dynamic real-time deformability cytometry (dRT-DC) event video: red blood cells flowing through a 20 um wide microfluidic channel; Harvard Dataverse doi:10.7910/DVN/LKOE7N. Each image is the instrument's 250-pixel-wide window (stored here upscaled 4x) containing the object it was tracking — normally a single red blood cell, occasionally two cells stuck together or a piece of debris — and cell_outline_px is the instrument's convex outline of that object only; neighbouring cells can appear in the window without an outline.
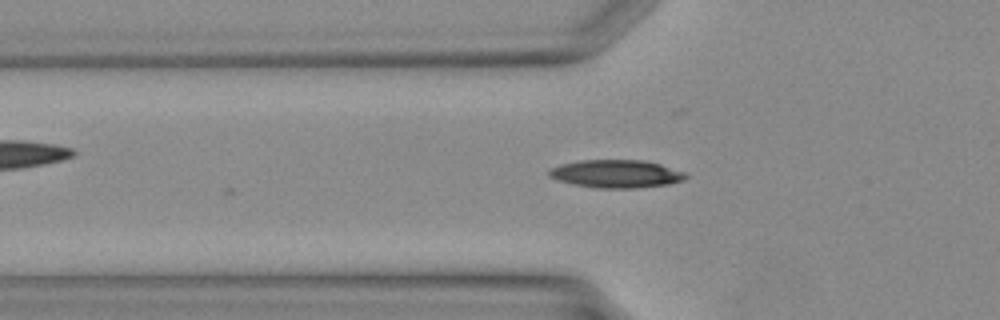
{"species": "Egyptian fruit bat (a non-hibernating species)", "species_latin": "Rousettus aegyptiacus", "temperature_condition": "warm", "stored_images_in_passage": 24, "camera_frame_rate_fps": 3000, "um_per_image_px": 0.085, "animal": {"sex": "female"}, "frame": {"image": 1, "passage_image": 3, "time_ms": 0.667, "image_size_px": [1000, 320], "cell_outline_px": [[688, 176], [684, 180], [668, 184], [636, 188], [596, 188], [572, 184], [548, 176], [548, 168], [560, 164], [580, 160], [644, 160], [660, 164], [684, 172]], "centroid_in_image_um": [52.35, 14.77], "position_along_channel_um": 73.5, "area_um2": 22.31}}
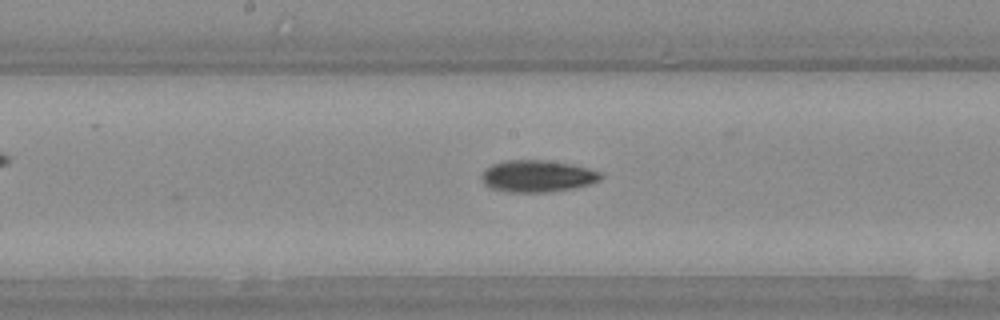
{"frame": {"image": 2, "passage_image": 10, "time_ms": 3.0, "image_size_px": [1000, 320], "cell_outline_px": [[600, 180], [576, 188], [548, 192], [508, 192], [492, 188], [484, 184], [480, 176], [492, 164], [508, 160], [540, 160], [564, 164], [584, 168], [600, 172]], "centroid_in_image_um": [45.62, 14.99], "position_along_channel_um": 202.6, "area_um2": 21.56}}
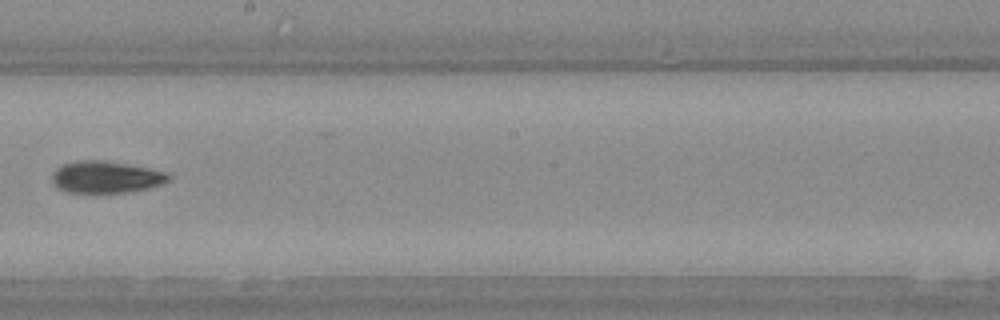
{"frame": {"image": 3, "passage_image": 12, "time_ms": 3.667, "image_size_px": [1000, 320], "cell_outline_px": [[172, 176], [164, 184], [148, 188], [128, 192], [64, 192], [56, 188], [52, 180], [52, 172], [56, 168], [64, 164], [84, 160], [100, 160], [148, 168], [168, 172]], "centroid_in_image_um": [9.0, 15.06], "position_along_channel_um": 239.2, "area_um2": 21.56}}